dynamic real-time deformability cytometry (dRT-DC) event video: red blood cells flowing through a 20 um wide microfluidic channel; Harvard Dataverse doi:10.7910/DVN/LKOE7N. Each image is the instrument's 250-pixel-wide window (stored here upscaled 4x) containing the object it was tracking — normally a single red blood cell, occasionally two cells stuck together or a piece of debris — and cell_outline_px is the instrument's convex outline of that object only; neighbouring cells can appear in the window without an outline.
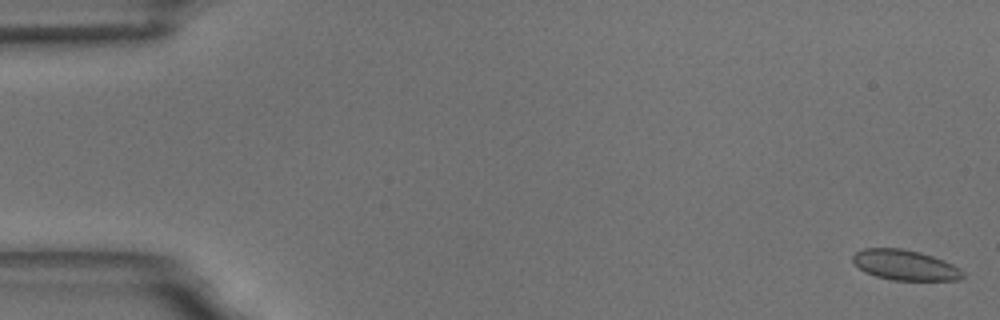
{"species": "common noctule bat (a hibernating species)", "species_latin": "Nyctalus noctula", "temperature_condition": "room temperature", "stored_images_in_passage": 7, "camera_frame_rate_fps": 3000, "um_per_image_px": 0.085, "animal": {"sex": "male", "body_mass_g": 18.8}, "frame": {"image": 1, "passage_image": 1, "time_ms": 0.0, "image_size_px": [1000, 320], "cell_outline_px": [[964, 276], [960, 280], [892, 280], [876, 276], [864, 272], [852, 260], [852, 256], [856, 252], [864, 248], [900, 248], [920, 252], [944, 260], [960, 268], [964, 272]], "centroid_in_image_um": [76.94, 22.53], "position_along_channel_um": 8.1, "area_um2": 19.42}}
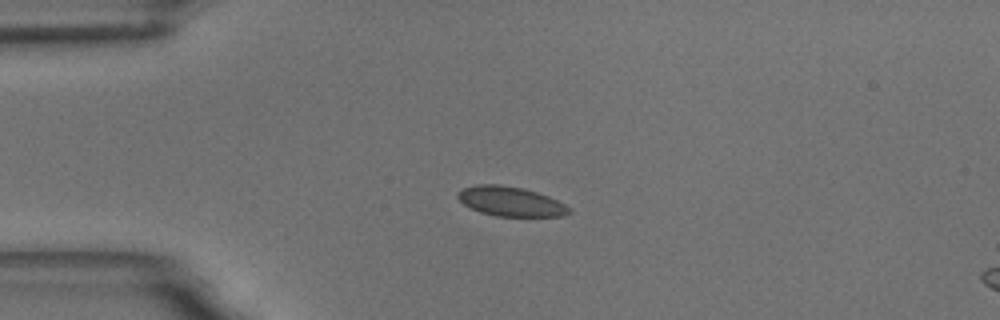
{"frame": {"image": 2, "passage_image": 5, "time_ms": 4.333, "image_size_px": [1000, 320], "cell_outline_px": [[572, 212], [564, 216], [496, 216], [480, 212], [464, 204], [456, 196], [456, 192], [464, 188], [476, 184], [500, 184], [524, 188], [548, 196], [572, 208]], "centroid_in_image_um": [43.41, 17.11], "position_along_channel_um": 41.6, "area_um2": 19.25}}
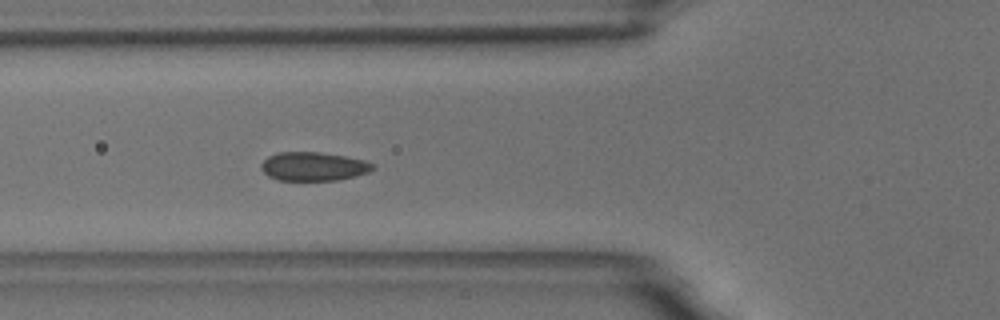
{"frame": {"image": 3, "passage_image": 7, "time_ms": 6.667, "image_size_px": [1000, 320], "cell_outline_px": [[376, 168], [368, 172], [356, 176], [336, 180], [276, 180], [268, 176], [260, 168], [260, 164], [268, 156], [276, 152], [320, 152], [344, 156], [364, 160], [376, 164]], "centroid_in_image_um": [26.64, 14.14], "position_along_channel_um": 99.2, "area_um2": 18.84}}